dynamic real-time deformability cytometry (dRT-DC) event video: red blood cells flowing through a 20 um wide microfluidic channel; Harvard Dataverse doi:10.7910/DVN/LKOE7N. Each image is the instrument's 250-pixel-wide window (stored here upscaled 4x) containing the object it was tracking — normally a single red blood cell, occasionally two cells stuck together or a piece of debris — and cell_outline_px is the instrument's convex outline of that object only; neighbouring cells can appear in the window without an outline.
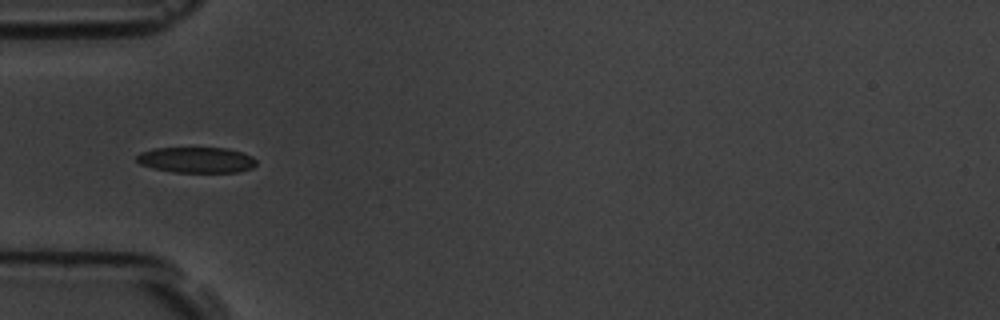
{"species": "common noctule bat (a hibernating species)", "species_latin": "Nyctalus noctula", "temperature_condition": "room temperature", "stored_images_in_passage": 8, "camera_frame_rate_fps": 3000, "um_per_image_px": 0.085, "animal": {"sex": "male", "body_mass_g": 19.5, "forearm_length_mm": 54.6}, "frame": {"image": 1, "passage_image": 5, "time_ms": 4.667, "image_size_px": [1000, 320], "cell_outline_px": [[256, 164], [252, 168], [236, 172], [172, 172], [152, 168], [140, 164], [136, 160], [136, 156], [140, 152], [156, 148], [228, 148], [252, 156], [256, 160]], "centroid_in_image_um": [16.68, 13.59], "position_along_channel_um": 68.3, "area_um2": 17.92}}
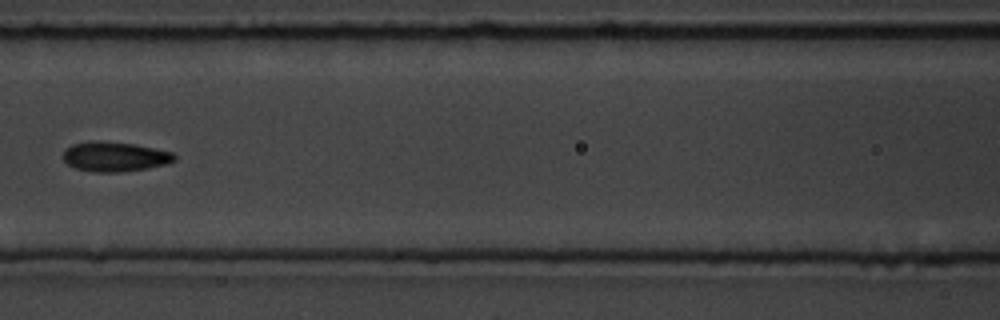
{"frame": {"image": 2, "passage_image": 7, "time_ms": 7.0, "image_size_px": [1000, 320], "cell_outline_px": [[176, 160], [168, 164], [148, 168], [120, 172], [92, 172], [76, 168], [68, 164], [64, 160], [64, 148], [72, 144], [100, 140], [136, 144], [172, 152], [176, 156]], "centroid_in_image_um": [9.77, 13.31], "position_along_channel_um": 156.8, "area_um2": 19.42}}
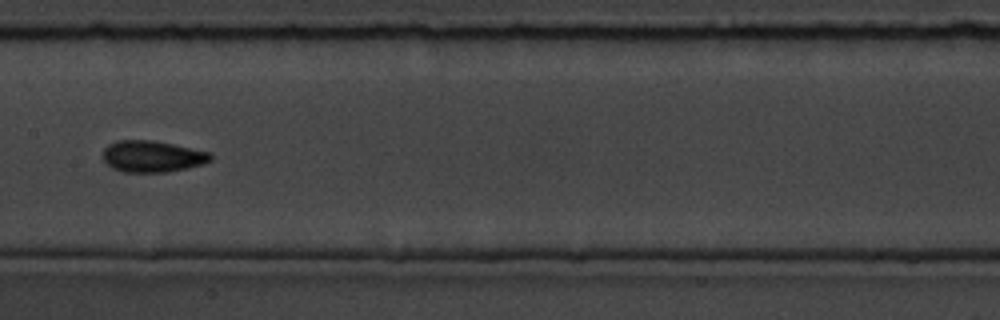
{"frame": {"image": 3, "passage_image": 8, "time_ms": 8.0, "image_size_px": [1000, 320], "cell_outline_px": [[212, 160], [204, 164], [188, 168], [164, 172], [124, 172], [112, 168], [104, 160], [104, 148], [108, 144], [116, 140], [152, 140], [212, 152]], "centroid_in_image_um": [12.97, 13.29], "position_along_channel_um": 194.4, "area_um2": 19.83}}